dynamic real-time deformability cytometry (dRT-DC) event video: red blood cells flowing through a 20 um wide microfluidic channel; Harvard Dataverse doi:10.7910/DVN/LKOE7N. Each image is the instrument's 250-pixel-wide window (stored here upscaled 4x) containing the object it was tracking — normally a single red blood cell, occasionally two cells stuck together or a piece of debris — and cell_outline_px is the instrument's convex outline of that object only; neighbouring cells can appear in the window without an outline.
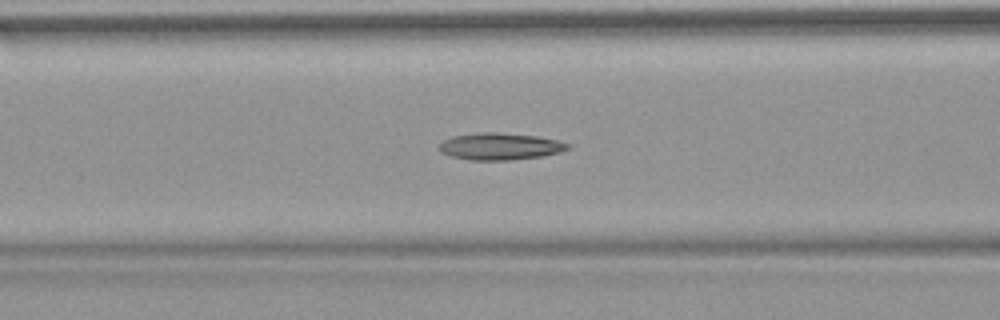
{"species": "common noctule bat (a hibernating species)", "species_latin": "Nyctalus noctula", "temperature_condition": "warm", "stored_images_in_passage": 53, "camera_frame_rate_fps": 3000, "um_per_image_px": 0.085, "animal": {"sex": "female", "body_mass_g": 18.4}, "frame": {"image": 1, "passage_image": 22, "time_ms": 7.0, "image_size_px": [1000, 320], "cell_outline_px": [[572, 148], [560, 152], [544, 156], [512, 160], [472, 160], [452, 156], [440, 152], [436, 148], [436, 144], [452, 136], [480, 132], [496, 132], [536, 136], [556, 140], [568, 144]], "centroid_in_image_um": [42.46, 12.44], "position_along_channel_um": 124.1, "area_um2": 20.35}}
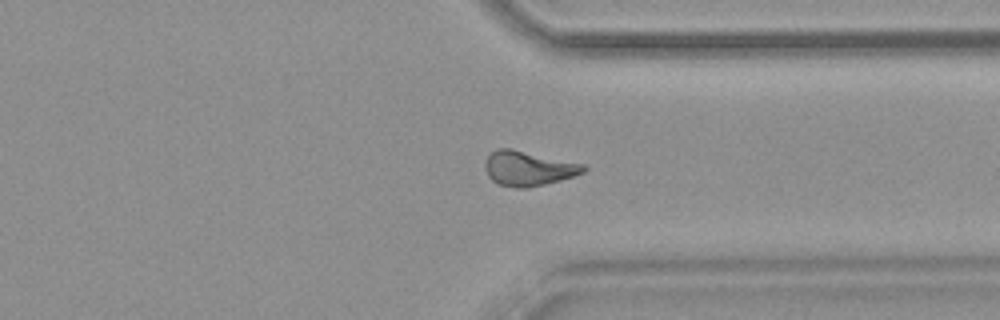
{"frame": {"image": 2, "passage_image": 41, "time_ms": 13.333, "image_size_px": [1000, 320], "cell_outline_px": [[588, 168], [584, 172], [560, 180], [528, 188], [516, 188], [500, 184], [492, 180], [488, 176], [484, 168], [484, 164], [488, 156], [496, 148], [512, 148], [584, 164]], "centroid_in_image_um": [44.89, 14.3], "position_along_channel_um": 366.5, "area_um2": 19.94}}
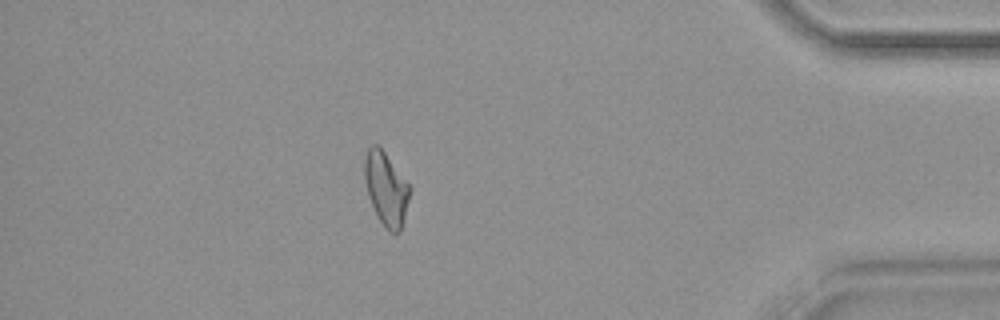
{"frame": {"image": 3, "passage_image": 47, "time_ms": 15.333, "image_size_px": [1000, 320], "cell_outline_px": [[412, 188], [400, 232], [388, 232], [376, 216], [368, 196], [364, 180], [364, 160], [368, 148], [372, 144], [380, 144]], "centroid_in_image_um": [32.81, 16.01], "position_along_channel_um": 402.4, "area_um2": 19.71}, "authors_computed_cell_mechanics": {"area_um2": 19.7098, "velocity_mm_per_s": 3.8348, "shape_relaxation_time_tau1_ms": null, "shape_relaxation_time_tau2_ms": 5.2665, "deformation_change_tau1": null, "deformation_change_tau2": 0.1532}}